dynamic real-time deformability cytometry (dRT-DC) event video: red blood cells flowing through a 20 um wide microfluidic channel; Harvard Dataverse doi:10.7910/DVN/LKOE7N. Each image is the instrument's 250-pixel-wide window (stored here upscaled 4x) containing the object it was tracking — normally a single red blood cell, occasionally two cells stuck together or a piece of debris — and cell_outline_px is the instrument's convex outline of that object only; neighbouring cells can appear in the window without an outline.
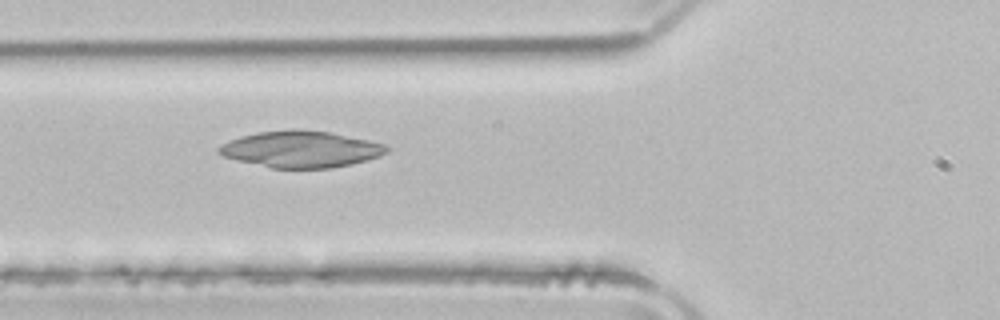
{"species": "common noctule bat (a hibernating species)", "species_latin": "Nyctalus noctula", "temperature_condition": "room temperature", "stored_images_in_passage": 50, "segment_of_instrument_passage": [2, 2], "camera_frame_rate_fps": 3000, "um_per_image_px": 0.085, "animal": {"sex": "male", "body_mass_g": 21.5, "forearm_length_mm": 52.0}, "frame": {"image": 1, "passage_image": 19, "time_ms": 6.0, "image_size_px": [1000, 320], "cell_outline_px": [[388, 152], [380, 156], [368, 160], [352, 164], [328, 168], [272, 168], [236, 160], [224, 156], [216, 152], [216, 148], [240, 136], [260, 132], [292, 128], [328, 132], [368, 140], [384, 144], [388, 148]], "centroid_in_image_um": [25.57, 12.68], "position_along_channel_um": 100.2, "area_um2": 35.55}}
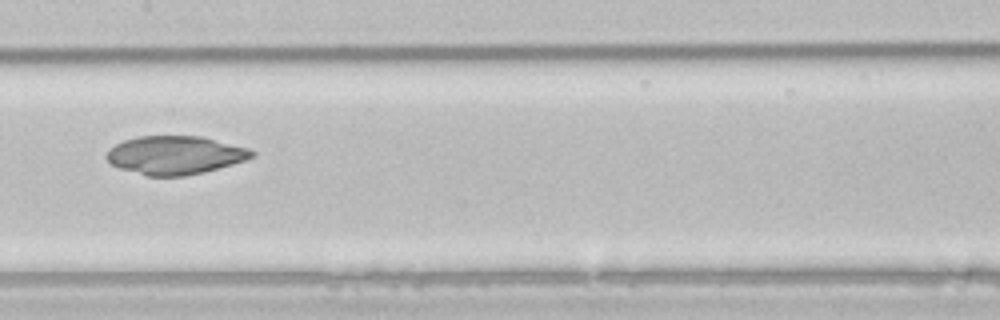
{"frame": {"image": 2, "passage_image": 26, "time_ms": 8.333, "image_size_px": [1000, 320], "cell_outline_px": [[256, 156], [232, 164], [204, 172], [184, 176], [148, 176], [120, 168], [112, 164], [104, 156], [116, 144], [124, 140], [140, 136], [200, 136], [248, 148], [256, 152]], "centroid_in_image_um": [14.9, 13.19], "position_along_channel_um": 192.5, "area_um2": 32.25}}
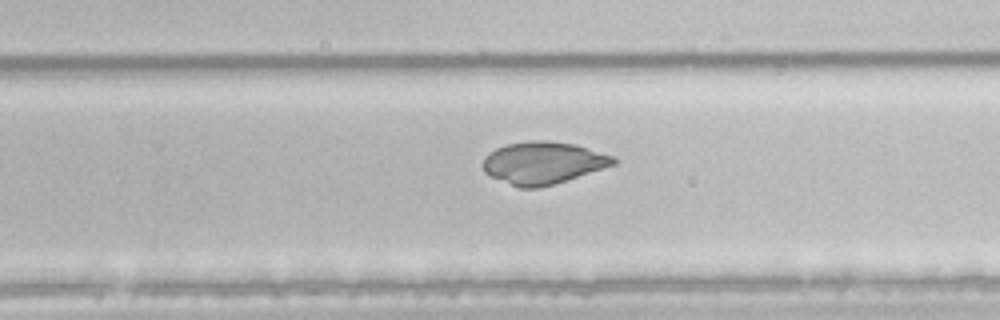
{"frame": {"image": 3, "passage_image": 33, "time_ms": 10.667, "image_size_px": [1000, 320], "cell_outline_px": [[616, 164], [540, 188], [520, 188], [488, 176], [484, 172], [484, 156], [488, 152], [496, 148], [508, 144], [528, 140], [548, 140], [576, 144], [616, 156]], "centroid_in_image_um": [46.15, 13.83], "position_along_channel_um": 283.6, "area_um2": 32.31}}